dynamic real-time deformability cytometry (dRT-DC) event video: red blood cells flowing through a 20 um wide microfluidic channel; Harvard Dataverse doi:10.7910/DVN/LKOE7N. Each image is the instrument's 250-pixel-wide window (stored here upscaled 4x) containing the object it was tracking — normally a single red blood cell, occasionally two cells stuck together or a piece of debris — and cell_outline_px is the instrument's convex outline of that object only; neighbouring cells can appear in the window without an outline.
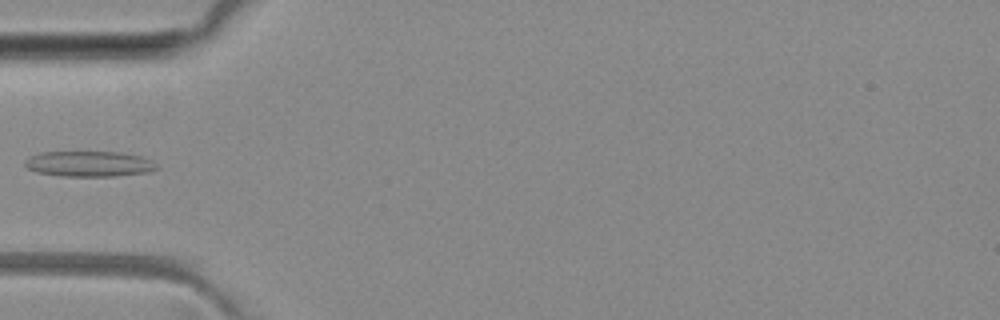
{"species": "common noctule bat (a hibernating species)", "species_latin": "Nyctalus noctula", "temperature_condition": "room temperature", "stored_images_in_passage": 5, "camera_frame_rate_fps": 3000, "um_per_image_px": 0.085, "animal": {"sex": "female", "body_mass_g": 29.2, "forearm_length_mm": 56.3}, "frame": {"image": 1, "passage_image": 5, "time_ms": 4.667, "image_size_px": [1000, 320], "cell_outline_px": [[160, 168], [148, 172], [116, 176], [60, 176], [36, 172], [28, 168], [24, 164], [24, 160], [40, 152], [120, 152], [140, 156], [152, 160]], "centroid_in_image_um": [7.59, 13.93], "position_along_channel_um": 77.4, "area_um2": 19.65}}